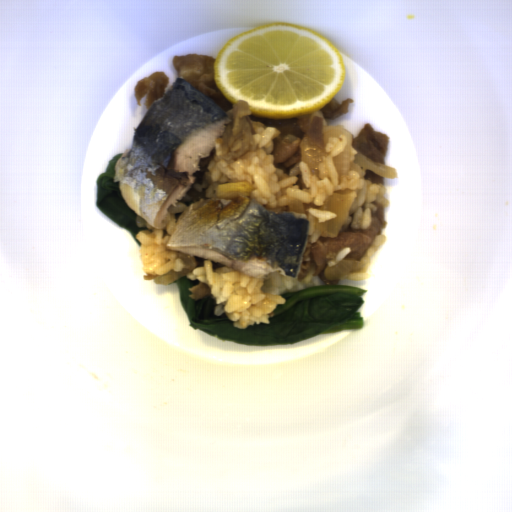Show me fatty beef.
I'll list each match as a JSON object with an SVG mask.
<instances>
[{
  "label": "fatty beef",
  "instance_id": "obj_1",
  "mask_svg": "<svg viewBox=\"0 0 512 512\" xmlns=\"http://www.w3.org/2000/svg\"><path fill=\"white\" fill-rule=\"evenodd\" d=\"M215 57L202 54L174 56L172 63L178 71L179 79L187 82L203 95L215 100L227 113L231 121L224 124V132L216 143L223 157L238 160L248 152H254L255 131L258 126L276 129L273 140L272 157L274 167L284 173L300 162L308 166L311 175L318 176L319 167L325 161L326 142L330 138L344 136L346 145L342 151L332 157V163L338 174L354 171L364 177L366 182L384 185L385 178L354 163L358 152L386 166L388 135L378 133L371 123L363 126L356 136L342 124L331 126L328 120H334L353 104V100L338 102L337 98L327 103L320 110L302 117L288 120H269L252 117L250 106L244 100L235 104L230 102L219 89L215 80L213 65Z\"/></svg>",
  "mask_w": 512,
  "mask_h": 512
},
{
  "label": "fatty beef",
  "instance_id": "obj_2",
  "mask_svg": "<svg viewBox=\"0 0 512 512\" xmlns=\"http://www.w3.org/2000/svg\"><path fill=\"white\" fill-rule=\"evenodd\" d=\"M386 224L385 206L382 204L375 209L369 228L339 231L336 237L324 236L312 244H306L295 279L308 283L313 278H318L325 287L338 285V281L325 276L326 267L344 248H349V253L343 260H362Z\"/></svg>",
  "mask_w": 512,
  "mask_h": 512
},
{
  "label": "fatty beef",
  "instance_id": "obj_3",
  "mask_svg": "<svg viewBox=\"0 0 512 512\" xmlns=\"http://www.w3.org/2000/svg\"><path fill=\"white\" fill-rule=\"evenodd\" d=\"M168 84L169 77L165 72L161 70L156 71L148 77H142L136 83L134 90V96L137 105L140 107L141 101L144 98L146 110L148 112L153 103L166 94L165 91Z\"/></svg>",
  "mask_w": 512,
  "mask_h": 512
},
{
  "label": "fatty beef",
  "instance_id": "obj_4",
  "mask_svg": "<svg viewBox=\"0 0 512 512\" xmlns=\"http://www.w3.org/2000/svg\"><path fill=\"white\" fill-rule=\"evenodd\" d=\"M215 153L216 150L213 148L208 156L201 158L199 162V170L194 172V184L189 188L184 197L177 202L183 203L188 208L191 204L201 199H208L206 193L207 183L204 180V176L208 170L210 162L215 157Z\"/></svg>",
  "mask_w": 512,
  "mask_h": 512
},
{
  "label": "fatty beef",
  "instance_id": "obj_5",
  "mask_svg": "<svg viewBox=\"0 0 512 512\" xmlns=\"http://www.w3.org/2000/svg\"><path fill=\"white\" fill-rule=\"evenodd\" d=\"M177 259L183 261V269L180 271H170L165 274H147L142 276L144 281H154L157 285H170L179 279L185 277L191 271L198 267L195 256L176 251Z\"/></svg>",
  "mask_w": 512,
  "mask_h": 512
},
{
  "label": "fatty beef",
  "instance_id": "obj_6",
  "mask_svg": "<svg viewBox=\"0 0 512 512\" xmlns=\"http://www.w3.org/2000/svg\"><path fill=\"white\" fill-rule=\"evenodd\" d=\"M187 291H189L188 297H190L194 301H199L204 298H207L211 294L210 287L203 282H199L196 285L187 288Z\"/></svg>",
  "mask_w": 512,
  "mask_h": 512
}]
</instances>
